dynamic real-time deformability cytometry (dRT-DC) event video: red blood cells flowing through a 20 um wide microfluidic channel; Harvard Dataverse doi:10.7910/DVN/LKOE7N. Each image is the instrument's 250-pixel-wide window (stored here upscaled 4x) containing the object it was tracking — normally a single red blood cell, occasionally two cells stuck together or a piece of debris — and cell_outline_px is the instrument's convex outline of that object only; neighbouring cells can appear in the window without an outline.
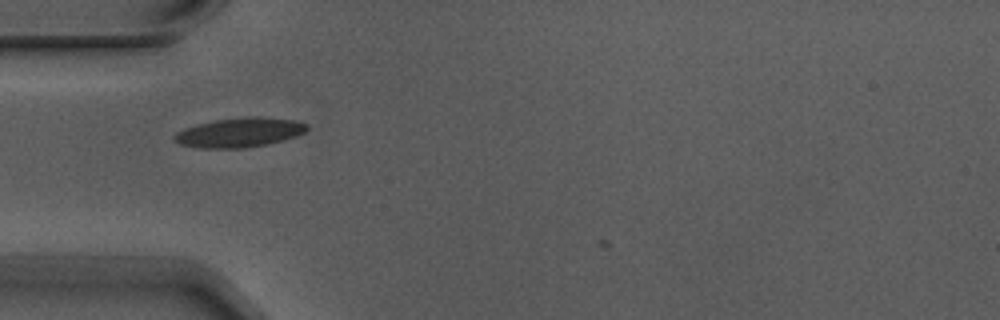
{"species": "Egyptian fruit bat (a non-hibernating species)", "species_latin": "Rousettus aegyptiacus", "temperature_condition": "warm", "stored_images_in_passage": 2, "camera_frame_rate_fps": 3000, "um_per_image_px": 0.085, "animal": {"sex": "male"}, "frame": {"image": 1, "passage_image": 1, "time_ms": 0.0, "image_size_px": [1000, 320], "cell_outline_px": [[308, 128], [304, 132], [280, 140], [264, 144], [244, 148], [204, 148], [180, 144], [172, 140], [172, 136], [176, 132], [184, 128], [196, 124], [212, 120], [244, 116], [260, 116], [296, 120], [308, 124]], "centroid_in_image_um": [20.3, 11.23], "position_along_channel_um": 64.7, "area_um2": 22.77}}